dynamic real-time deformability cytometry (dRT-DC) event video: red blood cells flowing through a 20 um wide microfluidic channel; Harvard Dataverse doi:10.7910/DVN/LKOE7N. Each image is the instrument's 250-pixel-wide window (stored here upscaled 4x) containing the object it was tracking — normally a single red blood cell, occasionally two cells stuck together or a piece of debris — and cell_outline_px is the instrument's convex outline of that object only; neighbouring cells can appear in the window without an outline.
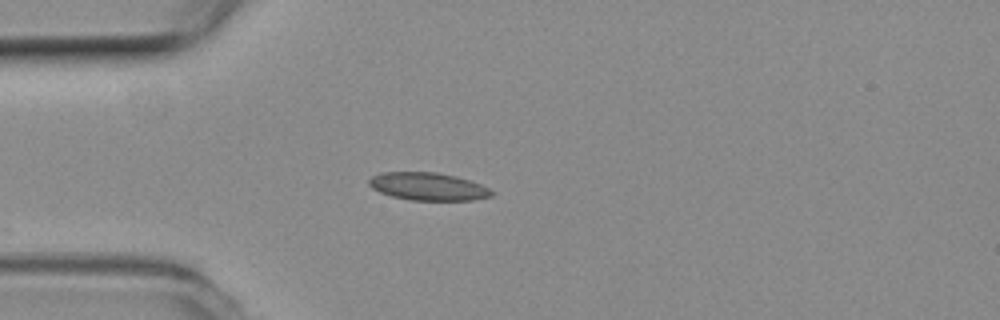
{"species": "common noctule bat (a hibernating species)", "species_latin": "Nyctalus noctula", "temperature_condition": "room temperature", "stored_images_in_passage": 33, "camera_frame_rate_fps": 3000, "um_per_image_px": 0.085, "animal": {"sex": "female", "body_mass_g": 19.3, "forearm_length_mm": 54.1}, "frame": {"image": 1, "passage_image": 1, "time_ms": 0.0, "image_size_px": [1000, 320], "cell_outline_px": [[496, 192], [492, 196], [472, 200], [412, 200], [392, 196], [380, 192], [372, 188], [368, 184], [368, 180], [372, 176], [380, 172], [436, 172], [456, 176], [480, 184]], "centroid_in_image_um": [36.38, 15.85], "position_along_channel_um": 48.6, "area_um2": 19.83}}
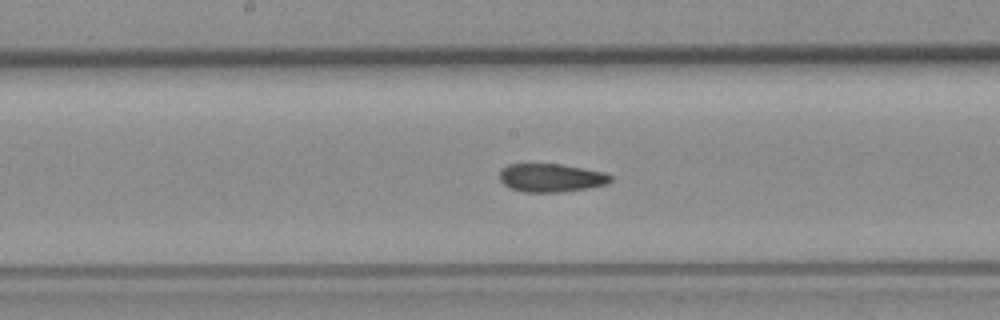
{"frame": {"image": 2, "passage_image": 14, "time_ms": 4.333, "image_size_px": [1000, 320], "cell_outline_px": [[612, 180], [604, 184], [588, 188], [564, 192], [524, 192], [512, 188], [504, 184], [500, 180], [500, 168], [508, 164], [560, 164], [584, 168], [604, 172], [612, 176]], "centroid_in_image_um": [46.83, 15.11], "position_along_channel_um": 201.4, "area_um2": 18.32}}
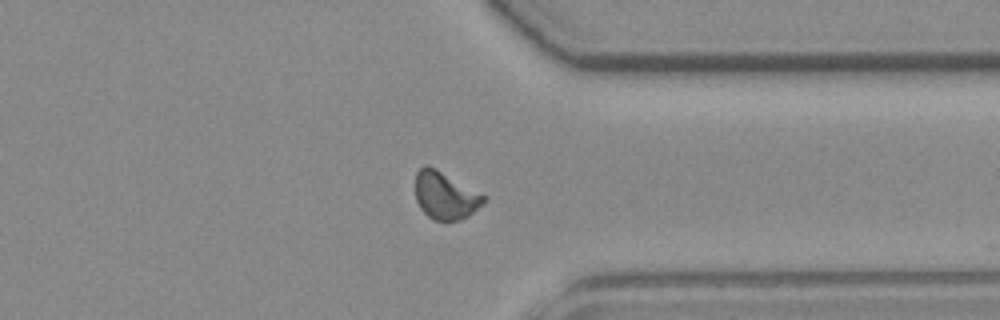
{"frame": {"image": 3, "passage_image": 28, "time_ms": 9.0, "image_size_px": [1000, 320], "cell_outline_px": [[488, 196], [468, 216], [460, 220], [444, 224], [432, 220], [420, 208], [416, 200], [416, 172], [424, 164], [428, 164], [436, 168]], "centroid_in_image_um": [37.83, 16.64], "position_along_channel_um": 373.6, "area_um2": 19.31}, "authors_computed_cell_mechanics": {"area_um2": 18.9006, "velocity_mm_per_s": 3.7839, "shape_relaxation_time_tau1_ms": null, "shape_relaxation_time_tau2_ms": 3.398, "deformation_change_tau1": null, "deformation_change_tau2": 0.0628}}